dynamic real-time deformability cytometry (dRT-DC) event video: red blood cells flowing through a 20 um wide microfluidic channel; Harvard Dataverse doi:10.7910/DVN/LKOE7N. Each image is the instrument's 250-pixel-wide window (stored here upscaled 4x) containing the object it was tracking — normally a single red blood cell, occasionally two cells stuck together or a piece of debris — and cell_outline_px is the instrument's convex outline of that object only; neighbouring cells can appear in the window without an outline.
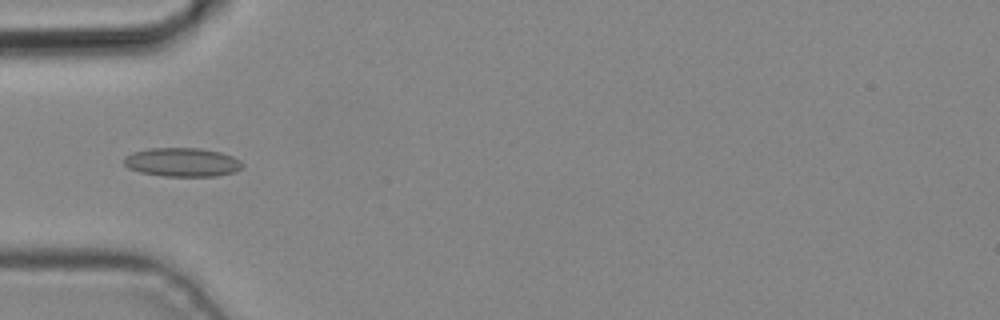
{"species": "common noctule bat (a hibernating species)", "species_latin": "Nyctalus noctula", "temperature_condition": "cold", "stored_images_in_passage": 5, "camera_frame_rate_fps": 3000, "um_per_image_px": 0.085, "animal": {"sex": "male", "body_mass_g": 19.2, "forearm_length_mm": 51.8}, "frame": {"image": 1, "passage_image": 5, "time_ms": 1.333, "image_size_px": [1000, 320], "cell_outline_px": [[244, 168], [236, 172], [216, 176], [164, 176], [140, 172], [128, 168], [124, 164], [124, 156], [132, 152], [148, 148], [200, 148], [220, 152], [232, 156], [240, 160], [244, 164]], "centroid_in_image_um": [15.51, 13.79], "position_along_channel_um": 69.5, "area_um2": 20.11}}